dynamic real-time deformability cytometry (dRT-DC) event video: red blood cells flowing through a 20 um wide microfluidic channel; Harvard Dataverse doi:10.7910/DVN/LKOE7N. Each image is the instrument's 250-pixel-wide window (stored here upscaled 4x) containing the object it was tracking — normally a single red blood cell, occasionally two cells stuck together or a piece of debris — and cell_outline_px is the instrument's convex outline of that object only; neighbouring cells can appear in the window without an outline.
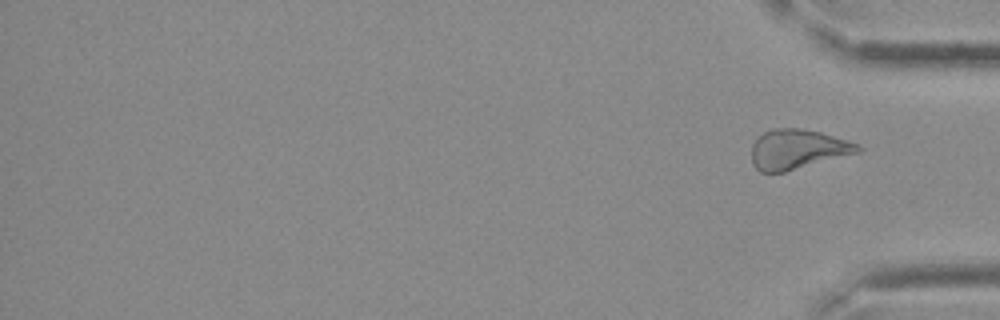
{"species": "Egyptian fruit bat (a non-hibernating species)", "species_latin": "Rousettus aegyptiacus", "temperature_condition": "cold", "stored_images_in_passage": 27, "segment_of_instrument_passage": [2, 2], "camera_frame_rate_fps": 3000, "um_per_image_px": 0.085, "frame": {"image": 1, "passage_image": 27, "time_ms": 8.667, "image_size_px": [1000, 320], "cell_outline_px": [[864, 148], [860, 152], [784, 172], [760, 172], [752, 164], [752, 144], [756, 136], [772, 128], [796, 128], [820, 132], [860, 144]], "centroid_in_image_um": [67.78, 12.68], "position_along_channel_um": 367.4, "area_um2": 24.68}}